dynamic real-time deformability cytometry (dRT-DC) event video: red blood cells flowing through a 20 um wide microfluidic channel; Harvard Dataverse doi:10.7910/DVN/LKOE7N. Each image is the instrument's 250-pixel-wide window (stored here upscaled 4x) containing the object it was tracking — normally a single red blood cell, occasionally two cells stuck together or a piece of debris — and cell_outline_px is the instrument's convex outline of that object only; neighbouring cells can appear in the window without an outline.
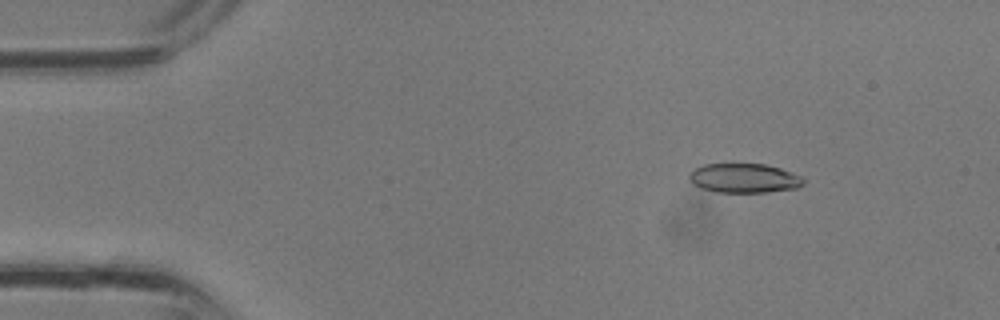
{"species": "common noctule bat (a hibernating species)", "species_latin": "Nyctalus noctula", "temperature_condition": "room temperature", "stored_images_in_passage": 33, "camera_frame_rate_fps": 3000, "um_per_image_px": 0.085, "animal": {"sex": "male", "body_mass_g": 13.3}, "frame": {"image": 1, "passage_image": 2, "time_ms": 0.333, "image_size_px": [1000, 320], "cell_outline_px": [[804, 184], [796, 188], [768, 192], [716, 192], [700, 188], [692, 184], [688, 180], [688, 172], [692, 168], [704, 164], [764, 164], [780, 168], [804, 176]], "centroid_in_image_um": [63.21, 15.14], "position_along_channel_um": 21.8, "area_um2": 19.88}}
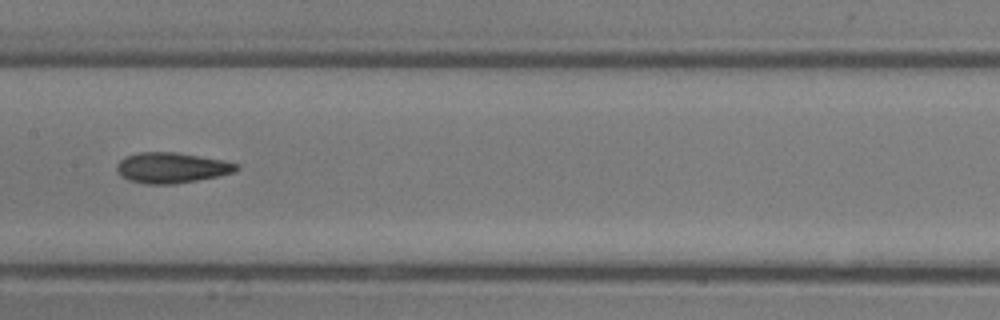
{"frame": {"image": 2, "passage_image": 15, "time_ms": 4.667, "image_size_px": [1000, 320], "cell_outline_px": [[240, 168], [236, 172], [220, 176], [172, 184], [144, 184], [128, 180], [120, 176], [116, 172], [116, 164], [124, 156], [136, 152], [176, 152], [224, 160], [240, 164]], "centroid_in_image_um": [14.58, 14.25], "position_along_channel_um": 192.8, "area_um2": 21.68}}
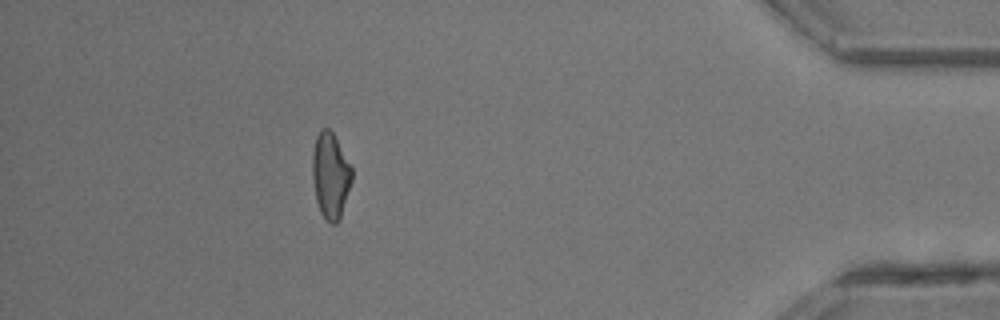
{"frame": {"image": 3, "passage_image": 29, "time_ms": 9.333, "image_size_px": [1000, 320], "cell_outline_px": [[352, 180], [340, 220], [336, 224], [332, 224], [324, 220], [320, 212], [316, 200], [312, 176], [312, 152], [316, 136], [324, 128], [328, 128], [332, 132], [352, 168]], "centroid_in_image_um": [28.08, 14.97], "position_along_channel_um": 407.1, "area_um2": 19.77}}